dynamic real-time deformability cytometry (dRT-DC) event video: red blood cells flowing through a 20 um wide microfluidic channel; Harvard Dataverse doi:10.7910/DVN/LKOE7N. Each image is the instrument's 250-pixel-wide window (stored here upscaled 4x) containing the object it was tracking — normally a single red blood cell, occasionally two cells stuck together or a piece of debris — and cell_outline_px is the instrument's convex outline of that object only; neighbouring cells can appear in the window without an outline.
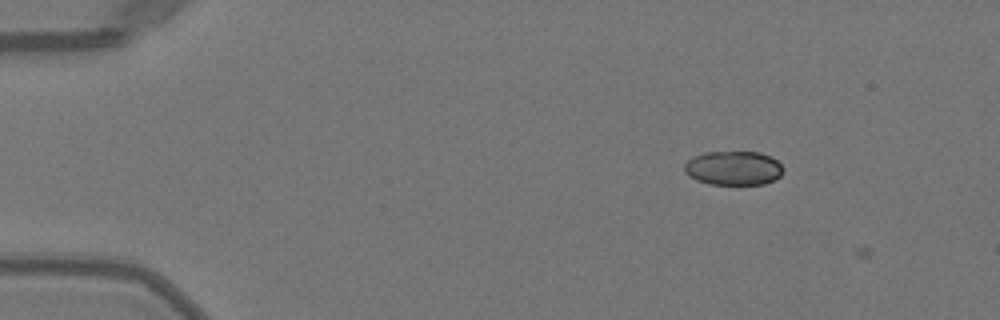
{"species": "Egyptian fruit bat (a non-hibernating species)", "species_latin": "Rousettus aegyptiacus", "temperature_condition": "warm", "stored_images_in_passage": 6, "camera_frame_rate_fps": 3000, "um_per_image_px": 0.085, "animal": {"sex": "female"}, "frame": {"image": 1, "passage_image": 4, "time_ms": 1.0, "image_size_px": [1000, 320], "cell_outline_px": [[784, 168], [780, 176], [776, 180], [764, 184], [708, 184], [696, 180], [684, 172], [684, 164], [688, 160], [704, 152], [760, 152], [772, 156]], "centroid_in_image_um": [62.36, 14.29], "position_along_channel_um": 22.6, "area_um2": 19.77}}